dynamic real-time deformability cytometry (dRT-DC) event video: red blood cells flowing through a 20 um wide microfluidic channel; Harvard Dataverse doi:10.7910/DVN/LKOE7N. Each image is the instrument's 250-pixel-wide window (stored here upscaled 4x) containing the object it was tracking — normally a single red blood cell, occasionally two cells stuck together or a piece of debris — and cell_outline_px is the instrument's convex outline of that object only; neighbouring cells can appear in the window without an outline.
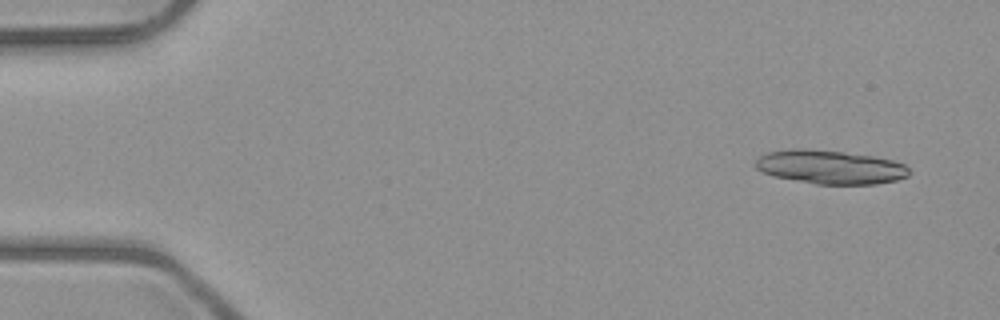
{"species": "common noctule bat (a hibernating species)", "species_latin": "Nyctalus noctula", "temperature_condition": "room temperature", "stored_images_in_passage": 5, "camera_frame_rate_fps": 3000, "um_per_image_px": 0.085, "animal": {"sex": "male", "body_mass_g": 23.1, "forearm_length_mm": 52.7}, "frame": {"image": 1, "passage_image": 1, "time_ms": 0.0, "image_size_px": [1000, 320], "cell_outline_px": [[912, 172], [908, 176], [896, 180], [876, 184], [816, 184], [772, 176], [756, 168], [756, 160], [760, 156], [768, 152], [792, 148], [808, 148], [844, 152], [872, 156], [892, 160], [904, 164]], "centroid_in_image_um": [70.57, 14.2], "position_along_channel_um": 14.4, "area_um2": 30.29}}